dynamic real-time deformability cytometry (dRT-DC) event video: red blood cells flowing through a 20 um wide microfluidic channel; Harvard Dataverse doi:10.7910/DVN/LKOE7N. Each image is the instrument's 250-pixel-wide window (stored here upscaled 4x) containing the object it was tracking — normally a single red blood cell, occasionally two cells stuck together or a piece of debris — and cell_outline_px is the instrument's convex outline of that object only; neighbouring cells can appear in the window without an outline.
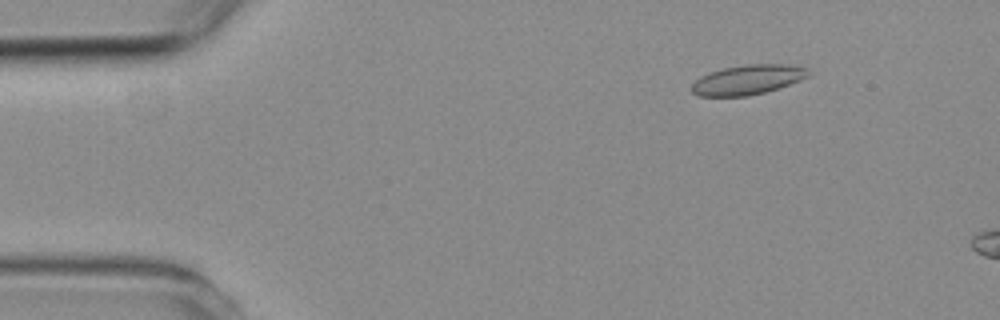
{"species": "common noctule bat (a hibernating species)", "species_latin": "Nyctalus noctula", "temperature_condition": "room temperature", "stored_images_in_passage": 4, "camera_frame_rate_fps": 3000, "um_per_image_px": 0.085, "animal": {"sex": "female", "body_mass_g": 19.3, "forearm_length_mm": 54.1}, "frame": {"image": 1, "passage_image": 2, "time_ms": 1.0, "image_size_px": [1000, 320], "cell_outline_px": [[808, 76], [800, 80], [764, 92], [748, 96], [700, 96], [692, 92], [688, 88], [700, 76], [724, 68], [744, 64], [784, 64], [808, 68]], "centroid_in_image_um": [63.51, 6.78], "position_along_channel_um": 21.5, "area_um2": 20.0}}